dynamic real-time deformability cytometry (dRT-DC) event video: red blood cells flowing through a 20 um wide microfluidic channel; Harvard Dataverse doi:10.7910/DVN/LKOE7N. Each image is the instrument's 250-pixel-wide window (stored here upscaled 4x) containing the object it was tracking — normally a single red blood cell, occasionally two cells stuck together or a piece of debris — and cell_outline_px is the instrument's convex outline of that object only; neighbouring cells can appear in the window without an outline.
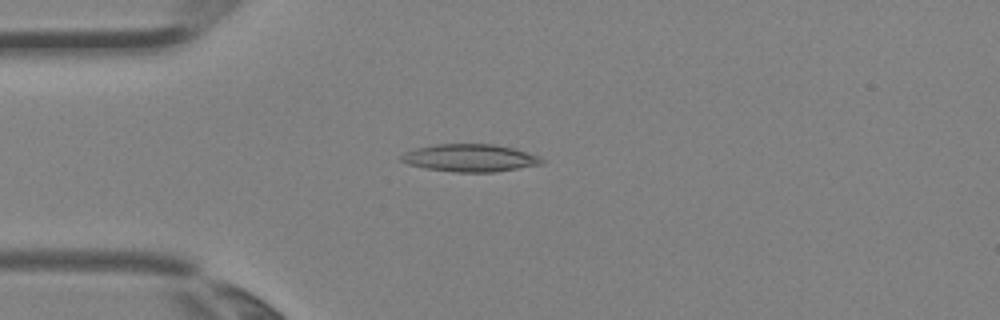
{"species": "Egyptian fruit bat (a non-hibernating species)", "species_latin": "Rousettus aegyptiacus", "temperature_condition": "room temperature", "stored_images_in_passage": 3, "camera_frame_rate_fps": 3000, "um_per_image_px": 0.085, "animal": {"sex": "female"}, "frame": {"image": 1, "passage_image": 3, "time_ms": 0.667, "image_size_px": [1000, 320], "cell_outline_px": [[544, 164], [496, 172], [456, 172], [424, 168], [408, 164], [400, 160], [400, 156], [404, 152], [416, 148], [436, 144], [496, 144], [512, 148], [540, 156], [544, 160]], "centroid_in_image_um": [39.96, 13.43], "position_along_channel_um": 45.0, "area_um2": 22.66}}